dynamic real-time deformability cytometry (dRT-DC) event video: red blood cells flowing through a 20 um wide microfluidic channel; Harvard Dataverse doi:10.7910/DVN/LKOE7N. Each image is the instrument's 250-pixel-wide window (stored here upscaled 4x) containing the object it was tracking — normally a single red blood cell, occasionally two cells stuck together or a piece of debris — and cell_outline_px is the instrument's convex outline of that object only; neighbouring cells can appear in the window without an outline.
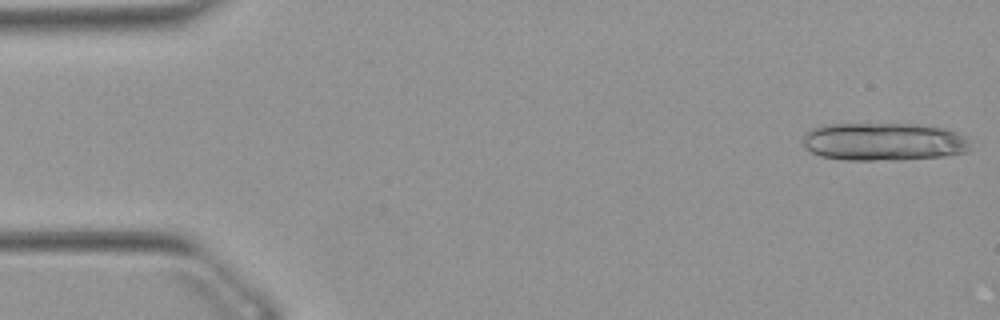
{"species": "Egyptian fruit bat (a non-hibernating species)", "species_latin": "Rousettus aegyptiacus", "temperature_condition": "warm", "stored_images_in_passage": 19, "camera_frame_rate_fps": 3000, "um_per_image_px": 0.085, "animal": {"sex": "female"}, "frame": {"image": 1, "passage_image": 1, "time_ms": 0.0, "image_size_px": [1000, 320], "cell_outline_px": [[972, 148], [968, 152], [944, 156], [900, 160], [844, 160], [820, 156], [804, 148], [800, 140], [804, 132], [812, 128], [824, 124], [920, 124], [944, 128], [968, 136], [972, 140]], "centroid_in_image_um": [75.13, 12.04], "position_along_channel_um": 9.9, "area_um2": 38.03}}